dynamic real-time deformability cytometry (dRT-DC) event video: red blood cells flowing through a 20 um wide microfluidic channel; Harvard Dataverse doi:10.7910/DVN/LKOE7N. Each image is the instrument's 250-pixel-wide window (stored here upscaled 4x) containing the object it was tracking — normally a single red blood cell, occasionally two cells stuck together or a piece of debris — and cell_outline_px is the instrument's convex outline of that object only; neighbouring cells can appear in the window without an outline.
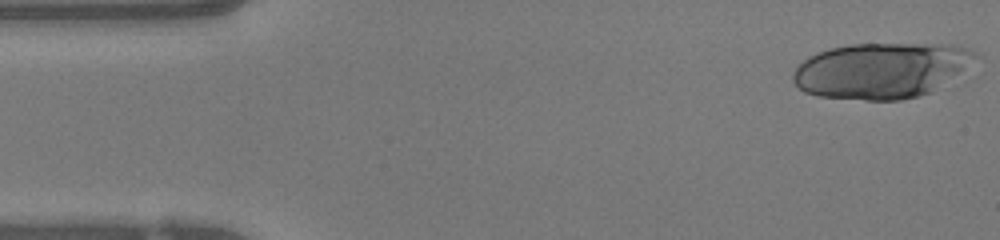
{"species": "human", "species_latin": "Homo sapiens", "temperature_condition": "warm", "stored_images_in_passage": 23, "camera_frame_rate_fps": 3000, "um_per_image_px": 0.085, "donor": {"sex": "female"}, "frame": {"image": 1, "passage_image": 1, "time_ms": 0.0, "image_size_px": [1000, 240], "cell_outline_px": [[980, 56], [932, 92], [920, 96], [900, 100], [868, 100], [816, 96], [804, 92], [792, 80], [792, 72], [808, 56], [816, 52], [828, 48], [848, 44], [956, 44], [968, 48], [976, 52]], "centroid_in_image_um": [74.88, 5.98], "position_along_channel_um": 10.1, "area_um2": 59.25}}
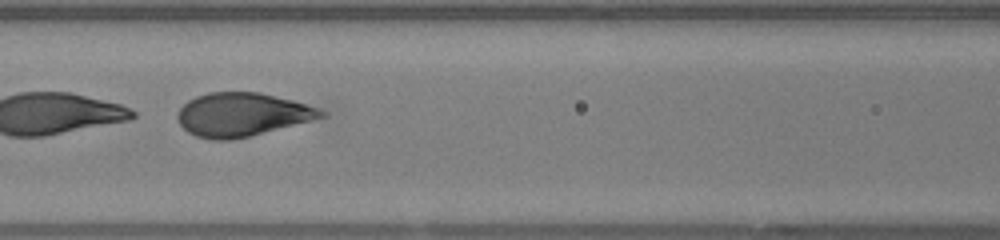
{"frame": {"image": 2, "passage_image": 20, "time_ms": 6.333, "image_size_px": [1000, 240], "cell_outline_px": [[328, 116], [232, 140], [212, 140], [196, 136], [188, 132], [180, 124], [176, 116], [180, 108], [188, 100], [196, 96], [208, 92], [260, 92], [292, 100], [320, 108], [328, 112]], "centroid_in_image_um": [20.58, 9.73], "position_along_channel_um": 146.0, "area_um2": 36.36}}